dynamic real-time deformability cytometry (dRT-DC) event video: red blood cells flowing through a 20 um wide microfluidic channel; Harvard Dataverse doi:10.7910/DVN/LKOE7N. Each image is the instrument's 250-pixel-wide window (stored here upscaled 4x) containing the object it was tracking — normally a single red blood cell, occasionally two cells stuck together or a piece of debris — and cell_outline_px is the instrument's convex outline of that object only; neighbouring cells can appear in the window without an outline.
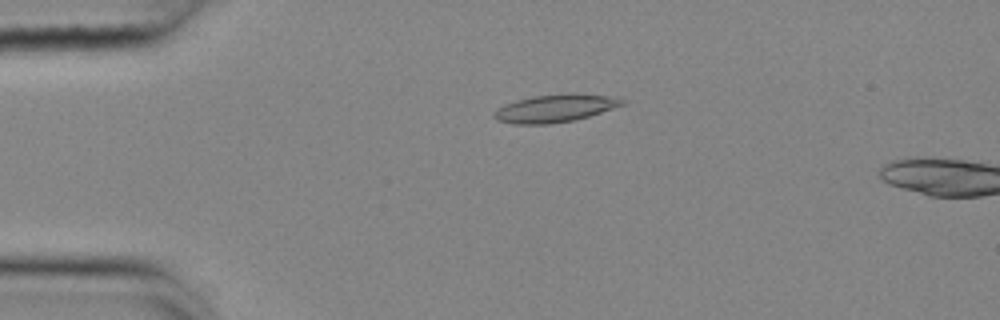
{"species": "common noctule bat (a hibernating species)", "species_latin": "Nyctalus noctula", "temperature_condition": "cold", "stored_images_in_passage": 11, "camera_frame_rate_fps": 3000, "um_per_image_px": 0.085, "animal": {"sex": "female", "body_mass_g": 25.1}, "frame": {"image": 1, "passage_image": 8, "time_ms": 2.333, "image_size_px": [1000, 320], "cell_outline_px": [[624, 104], [588, 116], [572, 120], [548, 124], [516, 124], [496, 120], [492, 116], [504, 104], [516, 100], [532, 96], [608, 96], [624, 100]], "centroid_in_image_um": [47.07, 9.25], "position_along_channel_um": 37.9, "area_um2": 19.36}}